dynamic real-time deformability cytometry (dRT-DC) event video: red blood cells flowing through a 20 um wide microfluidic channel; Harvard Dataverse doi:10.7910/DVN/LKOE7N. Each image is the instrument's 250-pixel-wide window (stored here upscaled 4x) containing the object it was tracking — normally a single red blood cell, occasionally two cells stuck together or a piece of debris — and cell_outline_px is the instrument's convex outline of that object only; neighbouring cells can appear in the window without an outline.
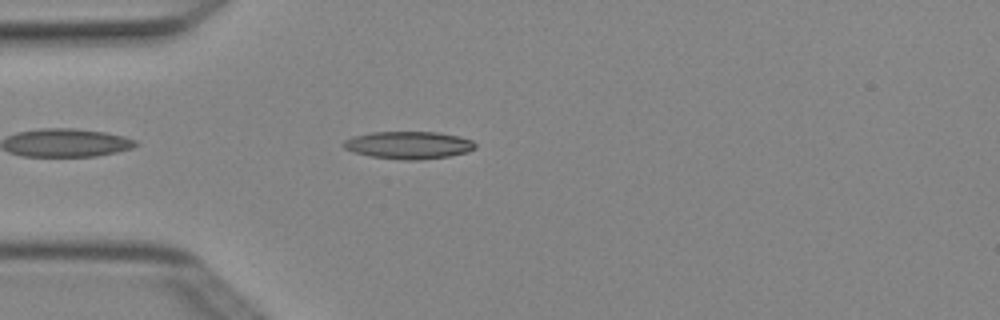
{"species": "Egyptian fruit bat (a non-hibernating species)", "species_latin": "Rousettus aegyptiacus", "temperature_condition": "cold", "stored_images_in_passage": 3, "camera_frame_rate_fps": 3000, "um_per_image_px": 0.085, "animal": {"sex": "female"}, "frame": {"image": 1, "passage_image": 3, "time_ms": 0.667, "image_size_px": [1000, 320], "cell_outline_px": [[476, 148], [468, 152], [448, 156], [420, 160], [400, 160], [372, 156], [352, 152], [344, 148], [344, 140], [356, 136], [372, 132], [440, 132], [460, 136], [472, 140], [476, 144]], "centroid_in_image_um": [34.78, 12.33], "position_along_channel_um": 50.2, "area_um2": 21.15}}